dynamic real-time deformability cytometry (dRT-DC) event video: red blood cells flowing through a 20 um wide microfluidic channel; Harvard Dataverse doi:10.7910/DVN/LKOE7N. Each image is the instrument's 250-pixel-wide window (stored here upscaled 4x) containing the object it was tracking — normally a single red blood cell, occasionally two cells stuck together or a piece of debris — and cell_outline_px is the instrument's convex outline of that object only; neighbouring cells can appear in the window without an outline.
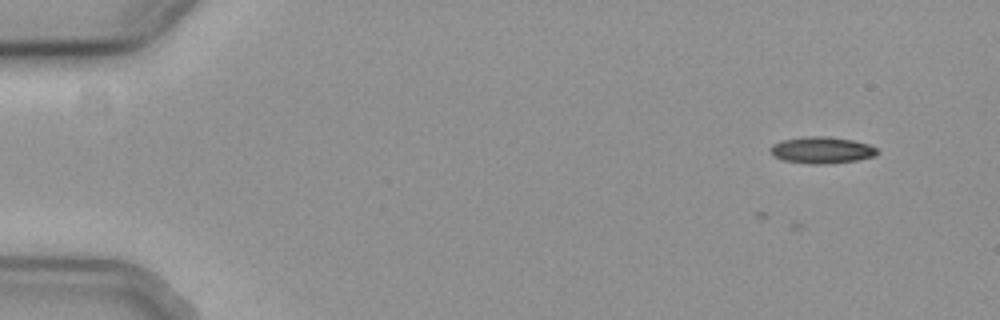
{"species": "common noctule bat (a hibernating species)", "species_latin": "Nyctalus noctula", "temperature_condition": "cold", "stored_images_in_passage": 2, "camera_frame_rate_fps": 3000, "um_per_image_px": 0.085, "animal": {"sex": "female", "body_mass_g": 19.3, "forearm_length_mm": 54.1}, "frame": {"image": 1, "passage_image": 2, "time_ms": 0.333, "image_size_px": [1000, 320], "cell_outline_px": [[880, 152], [876, 156], [856, 160], [828, 164], [808, 164], [784, 160], [772, 156], [768, 148], [772, 144], [780, 140], [808, 136], [824, 136], [852, 140], [868, 144], [876, 148]], "centroid_in_image_um": [69.81, 12.76], "position_along_channel_um": 15.2, "area_um2": 16.76}}